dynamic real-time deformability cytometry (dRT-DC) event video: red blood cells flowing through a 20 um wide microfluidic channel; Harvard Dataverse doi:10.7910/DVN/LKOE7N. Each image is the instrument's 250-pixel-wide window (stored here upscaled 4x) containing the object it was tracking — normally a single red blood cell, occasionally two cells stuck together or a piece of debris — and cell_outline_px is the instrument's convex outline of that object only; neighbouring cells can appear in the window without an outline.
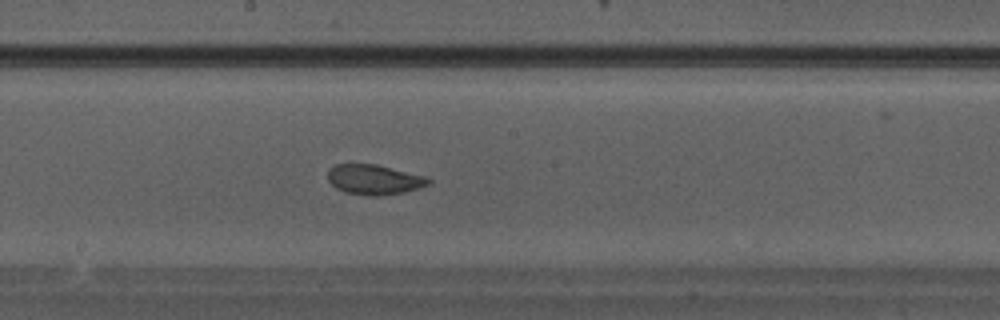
{"species": "Egyptian fruit bat (a non-hibernating species)", "species_latin": "Rousettus aegyptiacus", "temperature_condition": "warm", "stored_images_in_passage": 34, "camera_frame_rate_fps": 3000, "um_per_image_px": 0.085, "animal": {"sex": "male"}, "frame": {"image": 1, "passage_image": 19, "time_ms": 6.0, "image_size_px": [1000, 320], "cell_outline_px": [[432, 184], [404, 192], [380, 196], [368, 196], [344, 192], [336, 188], [328, 180], [328, 168], [336, 164], [376, 164], [428, 176], [432, 180]], "centroid_in_image_um": [31.84, 15.26], "position_along_channel_um": 216.4, "area_um2": 17.92}}
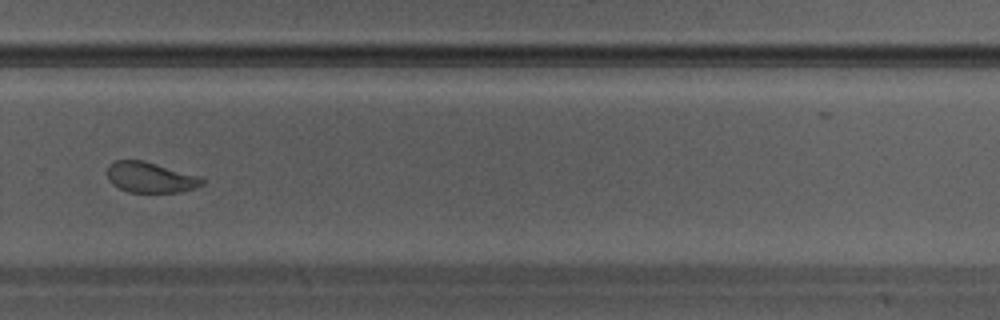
{"frame": {"image": 2, "passage_image": 24, "time_ms": 7.667, "image_size_px": [1000, 320], "cell_outline_px": [[208, 180], [204, 184], [196, 188], [180, 192], [128, 192], [112, 184], [108, 180], [108, 164], [116, 160], [144, 160], [200, 176]], "centroid_in_image_um": [12.83, 15.07], "position_along_channel_um": 317.0, "area_um2": 17.11}}